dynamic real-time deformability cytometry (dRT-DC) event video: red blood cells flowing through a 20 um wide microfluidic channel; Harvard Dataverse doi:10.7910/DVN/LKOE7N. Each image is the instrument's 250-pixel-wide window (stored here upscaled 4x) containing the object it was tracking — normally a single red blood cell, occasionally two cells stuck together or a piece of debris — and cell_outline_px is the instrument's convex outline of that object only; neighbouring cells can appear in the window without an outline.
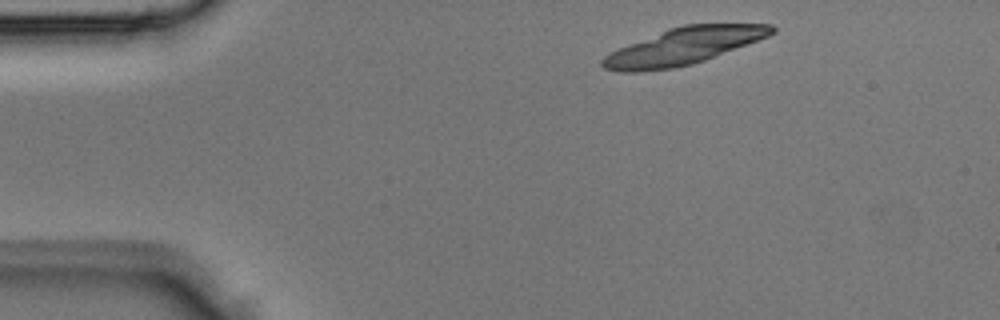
{"species": "Egyptian fruit bat (a non-hibernating species)", "species_latin": "Rousettus aegyptiacus", "temperature_condition": "room temperature", "stored_images_in_passage": 3, "camera_frame_rate_fps": 3000, "um_per_image_px": 0.085, "animal": {"sex": "male"}, "frame": {"image": 1, "passage_image": 1, "time_ms": 0.0, "image_size_px": [1000, 320], "cell_outline_px": [[776, 32], [768, 36], [704, 60], [692, 64], [672, 68], [640, 72], [624, 72], [604, 68], [600, 64], [600, 60], [604, 56], [620, 48], [668, 28], [684, 24], [772, 24], [776, 28]], "centroid_in_image_um": [58.1, 3.92], "position_along_channel_um": 26.9, "area_um2": 35.72}}
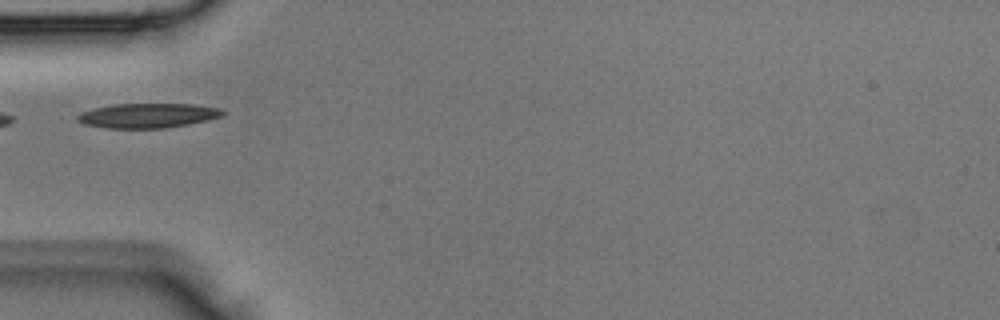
{"frame": {"image": 2, "passage_image": 3, "time_ms": 0.667, "image_size_px": [1000, 320], "cell_outline_px": [[224, 116], [208, 120], [188, 124], [164, 128], [104, 128], [84, 124], [76, 120], [76, 116], [80, 112], [96, 108], [116, 104], [192, 104], [220, 108], [224, 112]], "centroid_in_image_um": [12.56, 9.83], "position_along_channel_um": 72.4, "area_um2": 20.81}}